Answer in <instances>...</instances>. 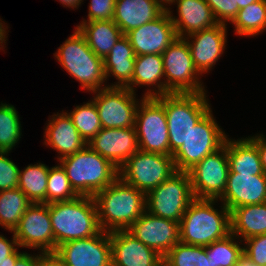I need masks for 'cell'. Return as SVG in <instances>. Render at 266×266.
Here are the masks:
<instances>
[{
	"label": "cell",
	"instance_id": "obj_46",
	"mask_svg": "<svg viewBox=\"0 0 266 266\" xmlns=\"http://www.w3.org/2000/svg\"><path fill=\"white\" fill-rule=\"evenodd\" d=\"M24 252H19L18 248L9 255V260H2L0 262V266H15L17 259L23 254Z\"/></svg>",
	"mask_w": 266,
	"mask_h": 266
},
{
	"label": "cell",
	"instance_id": "obj_37",
	"mask_svg": "<svg viewBox=\"0 0 266 266\" xmlns=\"http://www.w3.org/2000/svg\"><path fill=\"white\" fill-rule=\"evenodd\" d=\"M78 196L62 165L58 163L50 167L47 181V204L73 200Z\"/></svg>",
	"mask_w": 266,
	"mask_h": 266
},
{
	"label": "cell",
	"instance_id": "obj_16",
	"mask_svg": "<svg viewBox=\"0 0 266 266\" xmlns=\"http://www.w3.org/2000/svg\"><path fill=\"white\" fill-rule=\"evenodd\" d=\"M127 231L162 257L180 242L178 222L155 216L147 211Z\"/></svg>",
	"mask_w": 266,
	"mask_h": 266
},
{
	"label": "cell",
	"instance_id": "obj_6",
	"mask_svg": "<svg viewBox=\"0 0 266 266\" xmlns=\"http://www.w3.org/2000/svg\"><path fill=\"white\" fill-rule=\"evenodd\" d=\"M206 94L169 93L155 97L165 109L170 156L183 145L190 130L211 109Z\"/></svg>",
	"mask_w": 266,
	"mask_h": 266
},
{
	"label": "cell",
	"instance_id": "obj_47",
	"mask_svg": "<svg viewBox=\"0 0 266 266\" xmlns=\"http://www.w3.org/2000/svg\"><path fill=\"white\" fill-rule=\"evenodd\" d=\"M2 19H0V49H4V45H6V41H7V32L6 30H8L7 27L8 25L5 26L6 23H2ZM6 39V40H5ZM4 43V44H3Z\"/></svg>",
	"mask_w": 266,
	"mask_h": 266
},
{
	"label": "cell",
	"instance_id": "obj_31",
	"mask_svg": "<svg viewBox=\"0 0 266 266\" xmlns=\"http://www.w3.org/2000/svg\"><path fill=\"white\" fill-rule=\"evenodd\" d=\"M31 204L19 188L0 191V226L13 231Z\"/></svg>",
	"mask_w": 266,
	"mask_h": 266
},
{
	"label": "cell",
	"instance_id": "obj_3",
	"mask_svg": "<svg viewBox=\"0 0 266 266\" xmlns=\"http://www.w3.org/2000/svg\"><path fill=\"white\" fill-rule=\"evenodd\" d=\"M55 251L68 241L92 237L101 231L93 197L78 196L69 201L49 204Z\"/></svg>",
	"mask_w": 266,
	"mask_h": 266
},
{
	"label": "cell",
	"instance_id": "obj_25",
	"mask_svg": "<svg viewBox=\"0 0 266 266\" xmlns=\"http://www.w3.org/2000/svg\"><path fill=\"white\" fill-rule=\"evenodd\" d=\"M164 69L161 54H147L136 56L132 82L127 86L136 93V88L147 85L143 97H158L164 95ZM150 86H154L152 89ZM150 89H149V88ZM157 89H156V88Z\"/></svg>",
	"mask_w": 266,
	"mask_h": 266
},
{
	"label": "cell",
	"instance_id": "obj_1",
	"mask_svg": "<svg viewBox=\"0 0 266 266\" xmlns=\"http://www.w3.org/2000/svg\"><path fill=\"white\" fill-rule=\"evenodd\" d=\"M101 230H127L145 211L146 194L118 177L94 196Z\"/></svg>",
	"mask_w": 266,
	"mask_h": 266
},
{
	"label": "cell",
	"instance_id": "obj_2",
	"mask_svg": "<svg viewBox=\"0 0 266 266\" xmlns=\"http://www.w3.org/2000/svg\"><path fill=\"white\" fill-rule=\"evenodd\" d=\"M218 199L194 198L179 222L180 242L208 246L231 233L230 211Z\"/></svg>",
	"mask_w": 266,
	"mask_h": 266
},
{
	"label": "cell",
	"instance_id": "obj_5",
	"mask_svg": "<svg viewBox=\"0 0 266 266\" xmlns=\"http://www.w3.org/2000/svg\"><path fill=\"white\" fill-rule=\"evenodd\" d=\"M54 57L62 68L80 83L82 89L94 92L110 87L109 84H103L107 83L103 58L90 49L76 27L74 33L54 53Z\"/></svg>",
	"mask_w": 266,
	"mask_h": 266
},
{
	"label": "cell",
	"instance_id": "obj_11",
	"mask_svg": "<svg viewBox=\"0 0 266 266\" xmlns=\"http://www.w3.org/2000/svg\"><path fill=\"white\" fill-rule=\"evenodd\" d=\"M140 101L134 126L139 149L169 155V131L164 106L155 97H143Z\"/></svg>",
	"mask_w": 266,
	"mask_h": 266
},
{
	"label": "cell",
	"instance_id": "obj_41",
	"mask_svg": "<svg viewBox=\"0 0 266 266\" xmlns=\"http://www.w3.org/2000/svg\"><path fill=\"white\" fill-rule=\"evenodd\" d=\"M116 0H90L88 19L81 22L113 20Z\"/></svg>",
	"mask_w": 266,
	"mask_h": 266
},
{
	"label": "cell",
	"instance_id": "obj_42",
	"mask_svg": "<svg viewBox=\"0 0 266 266\" xmlns=\"http://www.w3.org/2000/svg\"><path fill=\"white\" fill-rule=\"evenodd\" d=\"M10 233H13L12 240H8L2 234L0 235V262L2 260H9V255H11L17 247L19 248L14 232L10 231Z\"/></svg>",
	"mask_w": 266,
	"mask_h": 266
},
{
	"label": "cell",
	"instance_id": "obj_18",
	"mask_svg": "<svg viewBox=\"0 0 266 266\" xmlns=\"http://www.w3.org/2000/svg\"><path fill=\"white\" fill-rule=\"evenodd\" d=\"M87 145L118 169L139 150L135 127L102 128Z\"/></svg>",
	"mask_w": 266,
	"mask_h": 266
},
{
	"label": "cell",
	"instance_id": "obj_23",
	"mask_svg": "<svg viewBox=\"0 0 266 266\" xmlns=\"http://www.w3.org/2000/svg\"><path fill=\"white\" fill-rule=\"evenodd\" d=\"M175 2L178 17L172 14L173 11L168 10V13L177 37H186L218 24L205 0H175Z\"/></svg>",
	"mask_w": 266,
	"mask_h": 266
},
{
	"label": "cell",
	"instance_id": "obj_45",
	"mask_svg": "<svg viewBox=\"0 0 266 266\" xmlns=\"http://www.w3.org/2000/svg\"><path fill=\"white\" fill-rule=\"evenodd\" d=\"M39 260V255H31L24 252L16 261L15 266H36Z\"/></svg>",
	"mask_w": 266,
	"mask_h": 266
},
{
	"label": "cell",
	"instance_id": "obj_15",
	"mask_svg": "<svg viewBox=\"0 0 266 266\" xmlns=\"http://www.w3.org/2000/svg\"><path fill=\"white\" fill-rule=\"evenodd\" d=\"M54 253L64 266H111L109 232L65 242Z\"/></svg>",
	"mask_w": 266,
	"mask_h": 266
},
{
	"label": "cell",
	"instance_id": "obj_34",
	"mask_svg": "<svg viewBox=\"0 0 266 266\" xmlns=\"http://www.w3.org/2000/svg\"><path fill=\"white\" fill-rule=\"evenodd\" d=\"M230 233L226 237L219 239L206 246L207 257L211 266H235L239 256L243 253V243ZM236 241V242H235ZM242 243V244H239Z\"/></svg>",
	"mask_w": 266,
	"mask_h": 266
},
{
	"label": "cell",
	"instance_id": "obj_50",
	"mask_svg": "<svg viewBox=\"0 0 266 266\" xmlns=\"http://www.w3.org/2000/svg\"><path fill=\"white\" fill-rule=\"evenodd\" d=\"M155 1L164 11L170 10V7H166L168 6V4L170 6V4L172 5L175 3V0H155Z\"/></svg>",
	"mask_w": 266,
	"mask_h": 266
},
{
	"label": "cell",
	"instance_id": "obj_9",
	"mask_svg": "<svg viewBox=\"0 0 266 266\" xmlns=\"http://www.w3.org/2000/svg\"><path fill=\"white\" fill-rule=\"evenodd\" d=\"M193 199L189 173L176 171L146 194V211L179 223Z\"/></svg>",
	"mask_w": 266,
	"mask_h": 266
},
{
	"label": "cell",
	"instance_id": "obj_19",
	"mask_svg": "<svg viewBox=\"0 0 266 266\" xmlns=\"http://www.w3.org/2000/svg\"><path fill=\"white\" fill-rule=\"evenodd\" d=\"M184 38L189 45L196 69L201 75L207 74L226 49L227 24L218 23Z\"/></svg>",
	"mask_w": 266,
	"mask_h": 266
},
{
	"label": "cell",
	"instance_id": "obj_24",
	"mask_svg": "<svg viewBox=\"0 0 266 266\" xmlns=\"http://www.w3.org/2000/svg\"><path fill=\"white\" fill-rule=\"evenodd\" d=\"M163 12L155 0H116L113 21L125 35L158 18Z\"/></svg>",
	"mask_w": 266,
	"mask_h": 266
},
{
	"label": "cell",
	"instance_id": "obj_52",
	"mask_svg": "<svg viewBox=\"0 0 266 266\" xmlns=\"http://www.w3.org/2000/svg\"><path fill=\"white\" fill-rule=\"evenodd\" d=\"M159 266H169V265H167L164 261H162V262L159 264Z\"/></svg>",
	"mask_w": 266,
	"mask_h": 266
},
{
	"label": "cell",
	"instance_id": "obj_32",
	"mask_svg": "<svg viewBox=\"0 0 266 266\" xmlns=\"http://www.w3.org/2000/svg\"><path fill=\"white\" fill-rule=\"evenodd\" d=\"M240 36H256L266 30V0H258L240 9L231 22Z\"/></svg>",
	"mask_w": 266,
	"mask_h": 266
},
{
	"label": "cell",
	"instance_id": "obj_33",
	"mask_svg": "<svg viewBox=\"0 0 266 266\" xmlns=\"http://www.w3.org/2000/svg\"><path fill=\"white\" fill-rule=\"evenodd\" d=\"M21 122L14 105L0 104V151L10 152L22 135ZM17 143V144H16Z\"/></svg>",
	"mask_w": 266,
	"mask_h": 266
},
{
	"label": "cell",
	"instance_id": "obj_49",
	"mask_svg": "<svg viewBox=\"0 0 266 266\" xmlns=\"http://www.w3.org/2000/svg\"><path fill=\"white\" fill-rule=\"evenodd\" d=\"M62 5L63 7H68V8H77L79 6H81V3L83 2V0H58Z\"/></svg>",
	"mask_w": 266,
	"mask_h": 266
},
{
	"label": "cell",
	"instance_id": "obj_13",
	"mask_svg": "<svg viewBox=\"0 0 266 266\" xmlns=\"http://www.w3.org/2000/svg\"><path fill=\"white\" fill-rule=\"evenodd\" d=\"M194 198L219 199L225 192L229 173L226 141L189 171Z\"/></svg>",
	"mask_w": 266,
	"mask_h": 266
},
{
	"label": "cell",
	"instance_id": "obj_26",
	"mask_svg": "<svg viewBox=\"0 0 266 266\" xmlns=\"http://www.w3.org/2000/svg\"><path fill=\"white\" fill-rule=\"evenodd\" d=\"M135 59L129 39L123 35L103 59L106 81L111 75L118 81L110 87H127L132 82Z\"/></svg>",
	"mask_w": 266,
	"mask_h": 266
},
{
	"label": "cell",
	"instance_id": "obj_22",
	"mask_svg": "<svg viewBox=\"0 0 266 266\" xmlns=\"http://www.w3.org/2000/svg\"><path fill=\"white\" fill-rule=\"evenodd\" d=\"M44 132V144L58 151V160L72 155L87 146L66 112L50 116Z\"/></svg>",
	"mask_w": 266,
	"mask_h": 266
},
{
	"label": "cell",
	"instance_id": "obj_14",
	"mask_svg": "<svg viewBox=\"0 0 266 266\" xmlns=\"http://www.w3.org/2000/svg\"><path fill=\"white\" fill-rule=\"evenodd\" d=\"M19 247L55 252V240L49 215V204L32 203L13 230Z\"/></svg>",
	"mask_w": 266,
	"mask_h": 266
},
{
	"label": "cell",
	"instance_id": "obj_35",
	"mask_svg": "<svg viewBox=\"0 0 266 266\" xmlns=\"http://www.w3.org/2000/svg\"><path fill=\"white\" fill-rule=\"evenodd\" d=\"M77 131L89 143L91 139L102 129L97 107L93 100L76 106L68 113Z\"/></svg>",
	"mask_w": 266,
	"mask_h": 266
},
{
	"label": "cell",
	"instance_id": "obj_17",
	"mask_svg": "<svg viewBox=\"0 0 266 266\" xmlns=\"http://www.w3.org/2000/svg\"><path fill=\"white\" fill-rule=\"evenodd\" d=\"M135 55L161 54L177 38L175 27L168 11L158 18L132 29L125 34Z\"/></svg>",
	"mask_w": 266,
	"mask_h": 266
},
{
	"label": "cell",
	"instance_id": "obj_29",
	"mask_svg": "<svg viewBox=\"0 0 266 266\" xmlns=\"http://www.w3.org/2000/svg\"><path fill=\"white\" fill-rule=\"evenodd\" d=\"M76 28L84 36L90 49L103 59L124 35L113 20L81 22Z\"/></svg>",
	"mask_w": 266,
	"mask_h": 266
},
{
	"label": "cell",
	"instance_id": "obj_12",
	"mask_svg": "<svg viewBox=\"0 0 266 266\" xmlns=\"http://www.w3.org/2000/svg\"><path fill=\"white\" fill-rule=\"evenodd\" d=\"M102 128H128L135 126L139 105L136 94L127 87H107L92 92ZM137 100V101H136Z\"/></svg>",
	"mask_w": 266,
	"mask_h": 266
},
{
	"label": "cell",
	"instance_id": "obj_48",
	"mask_svg": "<svg viewBox=\"0 0 266 266\" xmlns=\"http://www.w3.org/2000/svg\"><path fill=\"white\" fill-rule=\"evenodd\" d=\"M235 266H258L244 253L239 256L238 262Z\"/></svg>",
	"mask_w": 266,
	"mask_h": 266
},
{
	"label": "cell",
	"instance_id": "obj_8",
	"mask_svg": "<svg viewBox=\"0 0 266 266\" xmlns=\"http://www.w3.org/2000/svg\"><path fill=\"white\" fill-rule=\"evenodd\" d=\"M164 95L206 92L184 37H177L162 53Z\"/></svg>",
	"mask_w": 266,
	"mask_h": 266
},
{
	"label": "cell",
	"instance_id": "obj_40",
	"mask_svg": "<svg viewBox=\"0 0 266 266\" xmlns=\"http://www.w3.org/2000/svg\"><path fill=\"white\" fill-rule=\"evenodd\" d=\"M243 253L258 266H266V234L243 240Z\"/></svg>",
	"mask_w": 266,
	"mask_h": 266
},
{
	"label": "cell",
	"instance_id": "obj_36",
	"mask_svg": "<svg viewBox=\"0 0 266 266\" xmlns=\"http://www.w3.org/2000/svg\"><path fill=\"white\" fill-rule=\"evenodd\" d=\"M169 266H211L206 247L178 242L164 257Z\"/></svg>",
	"mask_w": 266,
	"mask_h": 266
},
{
	"label": "cell",
	"instance_id": "obj_43",
	"mask_svg": "<svg viewBox=\"0 0 266 266\" xmlns=\"http://www.w3.org/2000/svg\"><path fill=\"white\" fill-rule=\"evenodd\" d=\"M248 138L257 146L261 166L266 174V137L264 134H257L256 136H248Z\"/></svg>",
	"mask_w": 266,
	"mask_h": 266
},
{
	"label": "cell",
	"instance_id": "obj_21",
	"mask_svg": "<svg viewBox=\"0 0 266 266\" xmlns=\"http://www.w3.org/2000/svg\"><path fill=\"white\" fill-rule=\"evenodd\" d=\"M218 200L230 212L237 207L266 203V175L228 173L225 192Z\"/></svg>",
	"mask_w": 266,
	"mask_h": 266
},
{
	"label": "cell",
	"instance_id": "obj_38",
	"mask_svg": "<svg viewBox=\"0 0 266 266\" xmlns=\"http://www.w3.org/2000/svg\"><path fill=\"white\" fill-rule=\"evenodd\" d=\"M10 152L0 151V191L18 188L19 167L8 157Z\"/></svg>",
	"mask_w": 266,
	"mask_h": 266
},
{
	"label": "cell",
	"instance_id": "obj_39",
	"mask_svg": "<svg viewBox=\"0 0 266 266\" xmlns=\"http://www.w3.org/2000/svg\"><path fill=\"white\" fill-rule=\"evenodd\" d=\"M218 23L232 22L239 11L236 0H205ZM227 22V23H226Z\"/></svg>",
	"mask_w": 266,
	"mask_h": 266
},
{
	"label": "cell",
	"instance_id": "obj_7",
	"mask_svg": "<svg viewBox=\"0 0 266 266\" xmlns=\"http://www.w3.org/2000/svg\"><path fill=\"white\" fill-rule=\"evenodd\" d=\"M226 139L227 135L210 109L190 130L183 145L172 154L176 171L188 172L206 156L222 148Z\"/></svg>",
	"mask_w": 266,
	"mask_h": 266
},
{
	"label": "cell",
	"instance_id": "obj_30",
	"mask_svg": "<svg viewBox=\"0 0 266 266\" xmlns=\"http://www.w3.org/2000/svg\"><path fill=\"white\" fill-rule=\"evenodd\" d=\"M48 173L49 167L40 162L20 169L18 188L32 203L47 204Z\"/></svg>",
	"mask_w": 266,
	"mask_h": 266
},
{
	"label": "cell",
	"instance_id": "obj_44",
	"mask_svg": "<svg viewBox=\"0 0 266 266\" xmlns=\"http://www.w3.org/2000/svg\"><path fill=\"white\" fill-rule=\"evenodd\" d=\"M39 260L36 266H64L62 261L55 255V253L38 252Z\"/></svg>",
	"mask_w": 266,
	"mask_h": 266
},
{
	"label": "cell",
	"instance_id": "obj_4",
	"mask_svg": "<svg viewBox=\"0 0 266 266\" xmlns=\"http://www.w3.org/2000/svg\"><path fill=\"white\" fill-rule=\"evenodd\" d=\"M59 163L79 196L93 197L119 177V169L88 145Z\"/></svg>",
	"mask_w": 266,
	"mask_h": 266
},
{
	"label": "cell",
	"instance_id": "obj_51",
	"mask_svg": "<svg viewBox=\"0 0 266 266\" xmlns=\"http://www.w3.org/2000/svg\"><path fill=\"white\" fill-rule=\"evenodd\" d=\"M256 1H258V0H236V3L238 4V8L240 10V9H243V8L247 7L248 5H250Z\"/></svg>",
	"mask_w": 266,
	"mask_h": 266
},
{
	"label": "cell",
	"instance_id": "obj_28",
	"mask_svg": "<svg viewBox=\"0 0 266 266\" xmlns=\"http://www.w3.org/2000/svg\"><path fill=\"white\" fill-rule=\"evenodd\" d=\"M231 233L243 242L266 234V203L245 205L230 212Z\"/></svg>",
	"mask_w": 266,
	"mask_h": 266
},
{
	"label": "cell",
	"instance_id": "obj_10",
	"mask_svg": "<svg viewBox=\"0 0 266 266\" xmlns=\"http://www.w3.org/2000/svg\"><path fill=\"white\" fill-rule=\"evenodd\" d=\"M175 172L172 156L139 149L119 168V177L147 194Z\"/></svg>",
	"mask_w": 266,
	"mask_h": 266
},
{
	"label": "cell",
	"instance_id": "obj_20",
	"mask_svg": "<svg viewBox=\"0 0 266 266\" xmlns=\"http://www.w3.org/2000/svg\"><path fill=\"white\" fill-rule=\"evenodd\" d=\"M111 266H159L163 257L127 230L109 232Z\"/></svg>",
	"mask_w": 266,
	"mask_h": 266
},
{
	"label": "cell",
	"instance_id": "obj_27",
	"mask_svg": "<svg viewBox=\"0 0 266 266\" xmlns=\"http://www.w3.org/2000/svg\"><path fill=\"white\" fill-rule=\"evenodd\" d=\"M229 173L266 175L263 172L257 146L249 138L226 139Z\"/></svg>",
	"mask_w": 266,
	"mask_h": 266
}]
</instances>
